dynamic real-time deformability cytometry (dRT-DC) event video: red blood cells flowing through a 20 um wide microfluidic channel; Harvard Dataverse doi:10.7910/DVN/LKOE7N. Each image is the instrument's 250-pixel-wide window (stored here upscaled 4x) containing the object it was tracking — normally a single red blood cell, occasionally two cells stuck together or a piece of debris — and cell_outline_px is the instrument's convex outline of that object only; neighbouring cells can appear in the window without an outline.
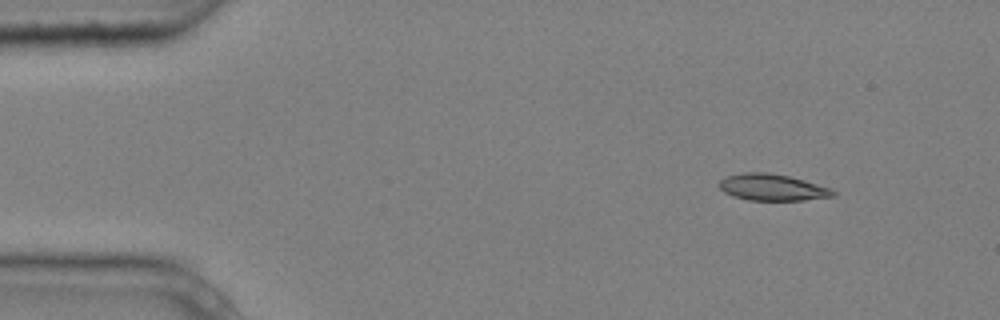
{"species": "common noctule bat (a hibernating species)", "species_latin": "Nyctalus noctula", "temperature_condition": "cold", "stored_images_in_passage": 4, "camera_frame_rate_fps": 3000, "um_per_image_px": 0.085, "animal": {"sex": "male", "body_mass_g": 20.4}, "frame": {"image": 1, "passage_image": 1, "time_ms": 0.0, "image_size_px": [1000, 320], "cell_outline_px": [[836, 196], [804, 200], [748, 200], [732, 196], [724, 192], [720, 188], [720, 180], [728, 176], [744, 172], [768, 172], [788, 176], [804, 180], [832, 188], [836, 192]], "centroid_in_image_um": [65.68, 15.93], "position_along_channel_um": 19.3, "area_um2": 17.63}}
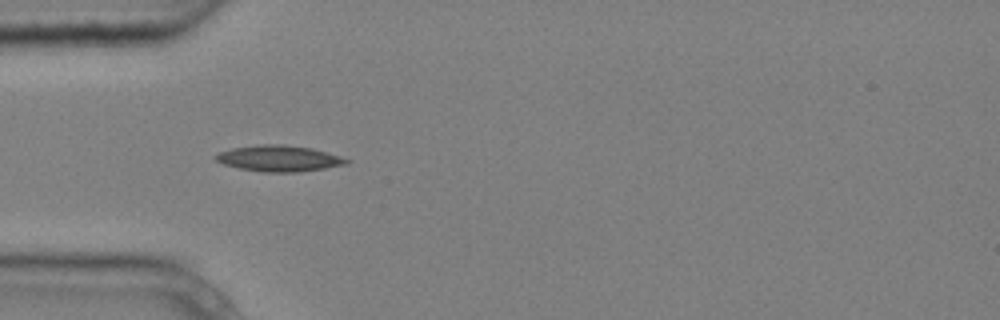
{"frame": {"image": 2, "passage_image": 3, "time_ms": 0.667, "image_size_px": [1000, 320], "cell_outline_px": [[352, 160], [348, 164], [324, 168], [296, 172], [264, 172], [240, 168], [224, 164], [216, 160], [212, 156], [220, 152], [232, 148], [260, 144], [284, 144], [312, 148], [340, 156]], "centroid_in_image_um": [23.73, 13.46], "position_along_channel_um": 61.3, "area_um2": 19.83}}
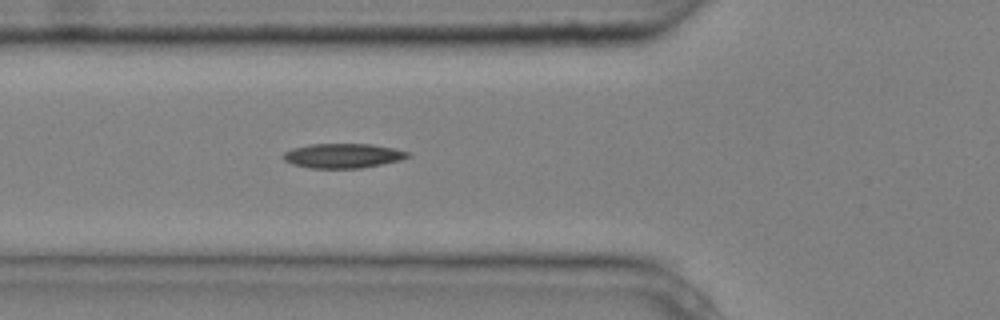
{"frame": {"image": 3, "passage_image": 4, "time_ms": 1.0, "image_size_px": [1000, 320], "cell_outline_px": [[412, 156], [400, 160], [360, 168], [308, 168], [292, 164], [284, 160], [280, 156], [284, 152], [292, 148], [308, 144], [372, 144], [412, 152]], "centroid_in_image_um": [29.13, 13.23], "position_along_channel_um": 96.7, "area_um2": 17.98}}